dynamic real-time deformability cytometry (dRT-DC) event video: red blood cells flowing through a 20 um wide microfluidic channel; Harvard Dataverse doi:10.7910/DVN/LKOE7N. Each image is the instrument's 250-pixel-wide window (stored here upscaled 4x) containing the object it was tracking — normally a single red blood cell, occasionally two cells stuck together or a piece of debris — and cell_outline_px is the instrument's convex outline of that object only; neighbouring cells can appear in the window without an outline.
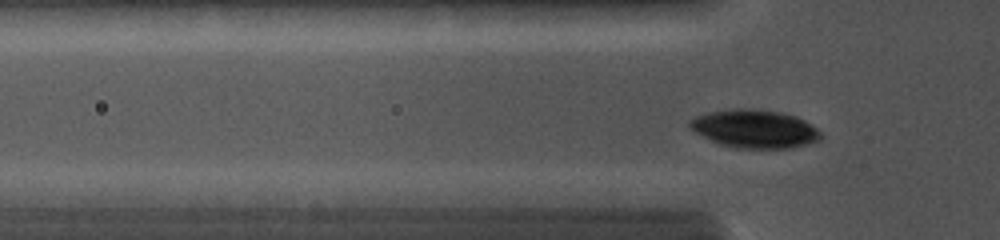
{"species": "common noctule bat (a hibernating species)", "species_latin": "Nyctalus noctula", "temperature_condition": "cold", "stored_images_in_passage": 49, "camera_frame_rate_fps": 5000, "um_per_image_px": 0.085, "animal": {"sex": "female", "body_mass_g": 19.0, "forearm_length_mm": 56.7}, "frame": {"image": 1, "passage_image": 11, "time_ms": 3.2, "image_size_px": [1000, 240], "cell_outline_px": [[820, 140], [788, 148], [740, 148], [716, 144], [696, 132], [688, 124], [688, 120], [696, 116], [708, 112], [736, 108], [748, 108], [780, 112], [796, 116], [804, 120], [816, 128], [820, 132]], "centroid_in_image_um": [64.1, 10.94], "position_along_channel_um": 61.7, "area_um2": 29.02}}
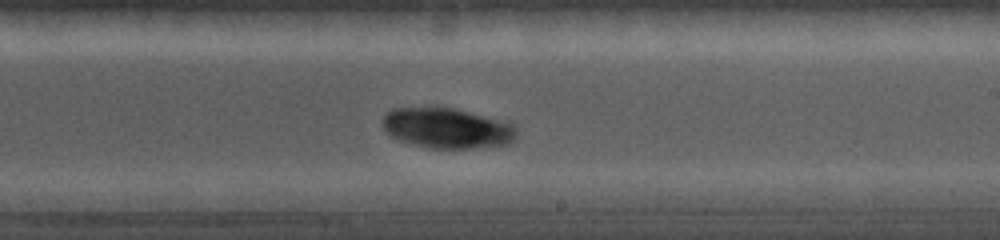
{"frame": {"image": 2, "passage_image": 30, "time_ms": 7.6, "image_size_px": [1000, 240], "cell_outline_px": [[516, 140], [508, 144], [472, 148], [428, 148], [400, 140], [388, 136], [384, 132], [384, 116], [392, 108], [432, 104], [436, 104], [508, 120], [516, 128]], "centroid_in_image_um": [38.0, 10.84], "position_along_channel_um": 251.0, "area_um2": 32.66}}
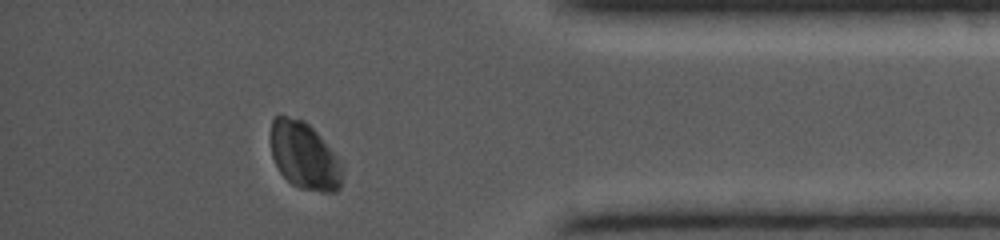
{"frame": {"image": 3, "passage_image": 44, "time_ms": 11.6, "image_size_px": [1000, 240], "cell_outline_px": [[340, 188], [336, 192], [324, 192], [300, 188], [292, 184], [280, 172], [272, 156], [272, 120], [280, 112], [304, 120], [316, 132], [332, 152], [340, 164]], "centroid_in_image_um": [25.82, 13.21], "position_along_channel_um": 409.4, "area_um2": 27.46}}